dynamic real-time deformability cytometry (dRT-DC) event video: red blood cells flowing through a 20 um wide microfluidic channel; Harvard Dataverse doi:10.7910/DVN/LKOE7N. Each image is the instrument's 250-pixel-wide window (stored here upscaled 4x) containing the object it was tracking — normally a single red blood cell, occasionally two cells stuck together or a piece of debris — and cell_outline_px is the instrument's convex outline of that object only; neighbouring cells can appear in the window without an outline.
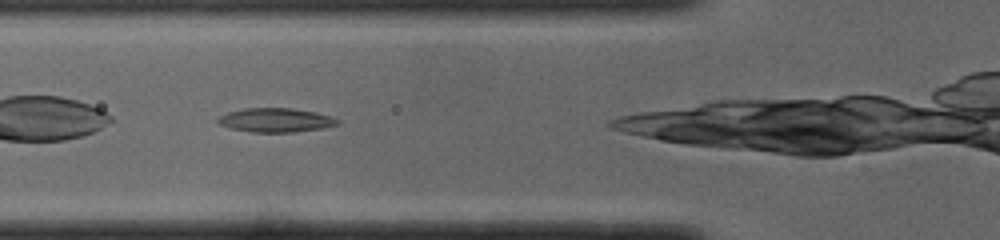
{"species": "common noctule bat (a hibernating species)", "species_latin": "Nyctalus noctula", "temperature_condition": "cold", "stored_images_in_passage": 27, "camera_frame_rate_fps": 3000, "um_per_image_px": 0.085, "animal": {"sex": "male", "body_mass_g": 19.0, "forearm_length_mm": 50.8}, "frame": {"image": 1, "passage_image": 5, "time_ms": 1.333, "image_size_px": [1000, 240], "cell_outline_px": [[340, 124], [324, 128], [292, 132], [252, 132], [232, 128], [220, 124], [216, 120], [220, 116], [228, 112], [244, 108], [292, 108], [316, 112], [340, 120]], "centroid_in_image_um": [23.46, 10.21], "position_along_channel_um": 102.3, "area_um2": 16.65}}
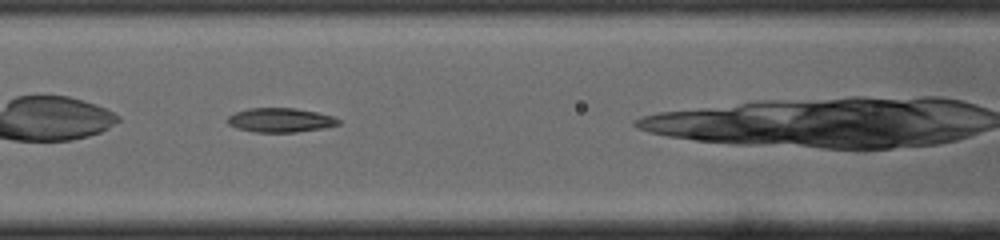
{"frame": {"image": 2, "passage_image": 8, "time_ms": 2.333, "image_size_px": [1000, 240], "cell_outline_px": [[340, 124], [324, 128], [296, 132], [256, 132], [236, 128], [228, 124], [228, 116], [236, 112], [248, 108], [296, 108], [316, 112], [332, 116], [340, 120]], "centroid_in_image_um": [23.83, 10.21], "position_along_channel_um": 142.8, "area_um2": 15.61}}